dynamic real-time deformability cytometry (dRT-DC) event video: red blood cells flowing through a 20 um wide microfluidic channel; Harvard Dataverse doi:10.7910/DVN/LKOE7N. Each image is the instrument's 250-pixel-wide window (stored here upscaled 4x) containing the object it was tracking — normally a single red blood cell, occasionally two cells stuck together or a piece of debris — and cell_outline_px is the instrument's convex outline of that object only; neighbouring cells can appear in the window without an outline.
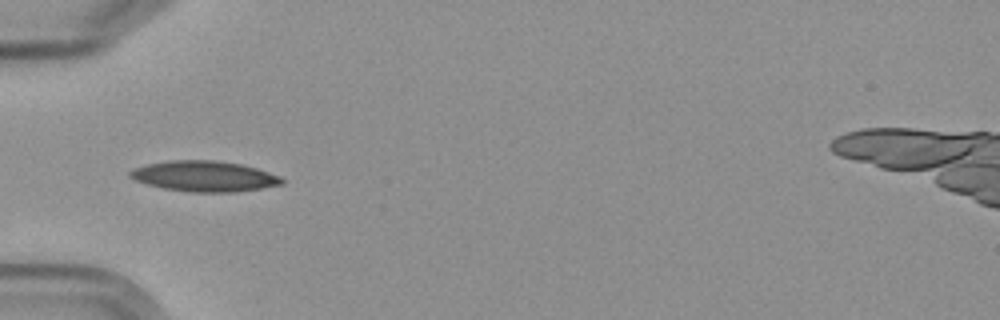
{"species": "Egyptian fruit bat (a non-hibernating species)", "species_latin": "Rousettus aegyptiacus", "temperature_condition": "cold", "stored_images_in_passage": 9, "camera_frame_rate_fps": 3000, "um_per_image_px": 0.085, "frame": {"image": 1, "passage_image": 4, "time_ms": 3.667, "image_size_px": [1000, 320], "cell_outline_px": [[284, 184], [260, 188], [232, 192], [192, 192], [164, 188], [148, 184], [136, 180], [128, 176], [128, 172], [132, 168], [148, 164], [168, 160], [212, 160], [240, 164], [256, 168], [280, 176], [284, 180]], "centroid_in_image_um": [17.35, 14.97], "position_along_channel_um": 67.7, "area_um2": 26.88}}
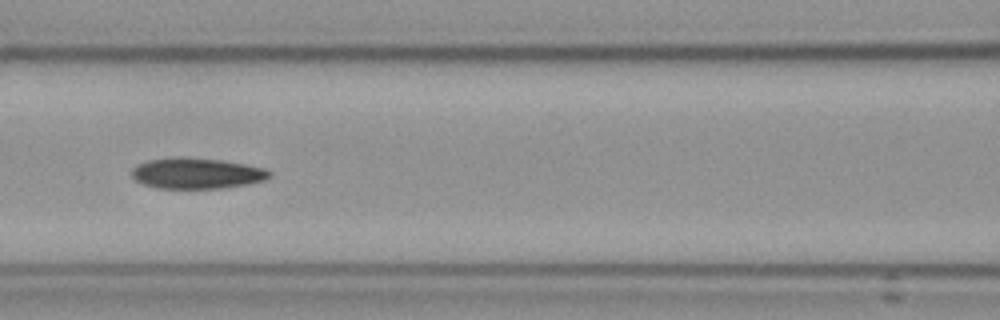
{"frame": {"image": 2, "passage_image": 6, "time_ms": 6.0, "image_size_px": [1000, 320], "cell_outline_px": [[272, 176], [264, 180], [248, 184], [224, 188], [156, 188], [144, 184], [136, 180], [132, 176], [132, 168], [148, 160], [220, 160], [244, 164], [264, 168], [272, 172]], "centroid_in_image_um": [16.79, 14.78], "position_along_channel_um": 149.8, "area_um2": 23.64}}
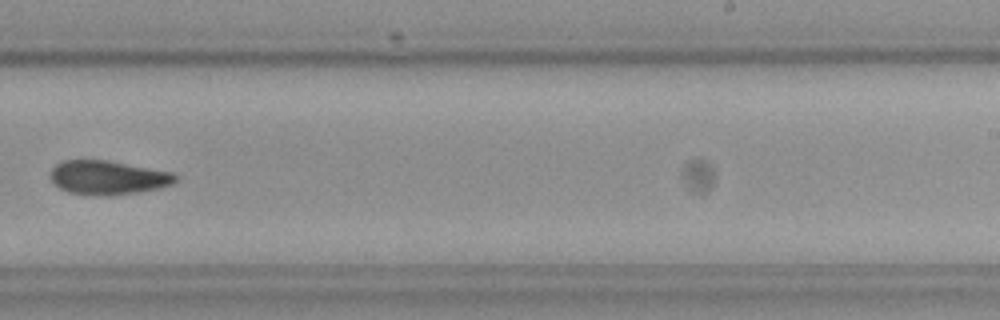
{"frame": {"image": 3, "passage_image": 9, "time_ms": 9.667, "image_size_px": [1000, 320], "cell_outline_px": [[176, 180], [172, 184], [160, 188], [140, 192], [112, 196], [92, 196], [68, 192], [60, 188], [52, 180], [52, 168], [60, 160], [104, 160], [172, 172], [176, 176]], "centroid_in_image_um": [9.17, 15.11], "position_along_channel_um": 279.8, "area_um2": 24.74}}